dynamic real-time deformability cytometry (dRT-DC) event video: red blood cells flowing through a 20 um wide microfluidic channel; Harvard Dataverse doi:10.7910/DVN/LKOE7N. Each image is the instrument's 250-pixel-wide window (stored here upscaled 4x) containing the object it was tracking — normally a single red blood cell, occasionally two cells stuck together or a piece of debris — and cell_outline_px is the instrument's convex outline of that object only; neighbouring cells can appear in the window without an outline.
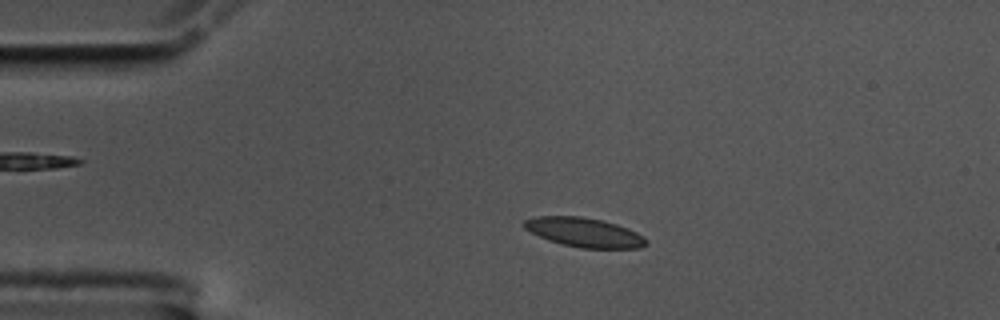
{"species": "common noctule bat (a hibernating species)", "species_latin": "Nyctalus noctula", "temperature_condition": "cold", "stored_images_in_passage": 56, "camera_frame_rate_fps": 3000, "um_per_image_px": 0.085, "animal": {"sex": "male", "body_mass_g": 17.5, "forearm_length_mm": 52.3}, "frame": {"image": 1, "passage_image": 11, "time_ms": 3.333, "image_size_px": [1000, 320], "cell_outline_px": [[648, 244], [640, 248], [580, 248], [548, 240], [524, 228], [520, 224], [524, 220], [536, 216], [580, 216], [600, 220], [616, 224], [628, 228], [644, 236], [648, 240]], "centroid_in_image_um": [49.67, 19.75], "position_along_channel_um": 35.3, "area_um2": 20.81}}
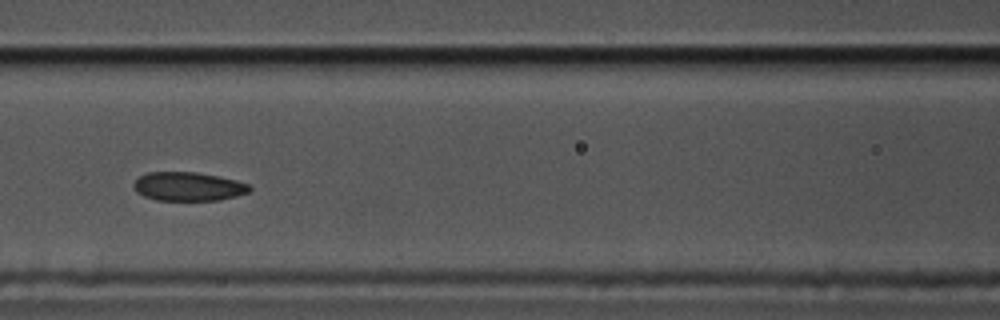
{"frame": {"image": 2, "passage_image": 24, "time_ms": 7.667, "image_size_px": [1000, 320], "cell_outline_px": [[252, 188], [248, 192], [236, 196], [220, 200], [156, 200], [144, 196], [136, 192], [132, 184], [140, 176], [148, 172], [196, 172], [220, 176], [236, 180], [248, 184]], "centroid_in_image_um": [16.0, 15.85], "position_along_channel_um": 150.6, "area_um2": 19.48}}
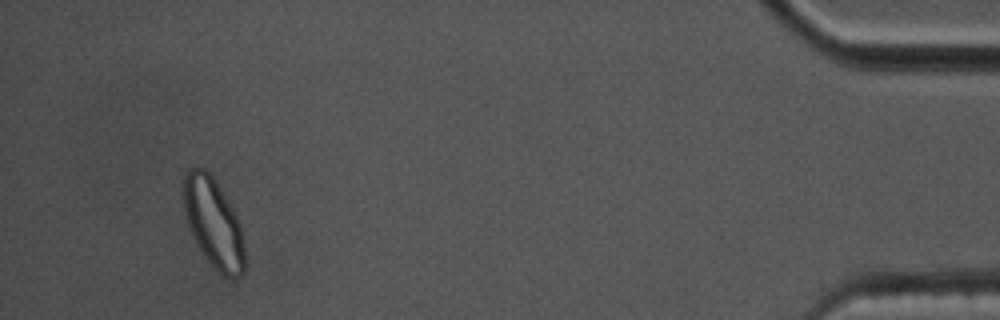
{"frame": {"image": 3, "passage_image": 53, "time_ms": 17.333, "image_size_px": [1000, 320], "cell_outline_px": [[244, 272], [240, 276], [232, 280], [220, 276], [204, 256], [188, 224], [184, 208], [180, 184], [184, 172], [188, 168], [204, 168], [212, 176], [232, 208], [240, 224], [244, 244]], "centroid_in_image_um": [18.12, 18.95], "position_along_channel_um": 417.1, "area_um2": 32.08}, "authors_computed_cell_mechanics": {"area_um2": 20.5768, "velocity_mm_per_s": 3.5021, "shape_relaxation_time_tau1_ms": 2.8031, "shape_relaxation_time_tau2_ms": 1.9675, "deformation_change_tau1": 0.1239, "deformation_change_tau2": 0.0733}}